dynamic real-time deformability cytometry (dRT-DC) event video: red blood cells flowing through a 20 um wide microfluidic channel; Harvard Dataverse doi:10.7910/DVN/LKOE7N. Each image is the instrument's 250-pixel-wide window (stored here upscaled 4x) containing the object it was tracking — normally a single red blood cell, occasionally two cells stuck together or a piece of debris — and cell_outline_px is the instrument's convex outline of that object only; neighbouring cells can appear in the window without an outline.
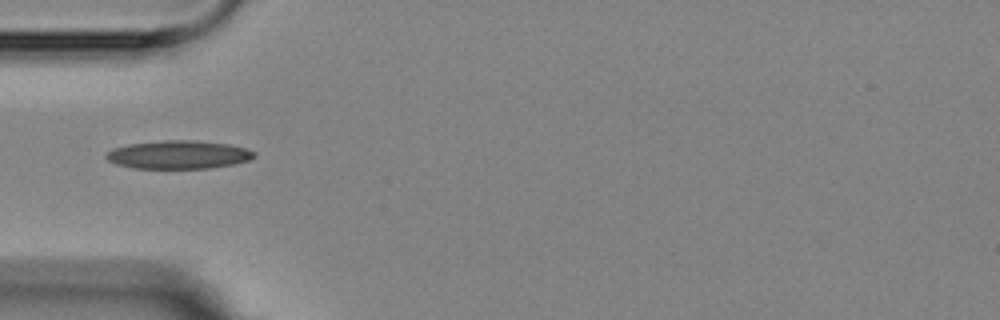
{"species": "Egyptian fruit bat (a non-hibernating species)", "species_latin": "Rousettus aegyptiacus", "temperature_condition": "room temperature", "stored_images_in_passage": 17, "camera_frame_rate_fps": 3000, "um_per_image_px": 0.085, "animal": {"sex": "female"}, "frame": {"image": 1, "passage_image": 6, "time_ms": 5.667, "image_size_px": [1000, 320], "cell_outline_px": [[256, 156], [248, 160], [232, 164], [208, 168], [136, 168], [116, 164], [108, 160], [104, 156], [112, 148], [128, 144], [160, 140], [196, 140], [228, 144], [244, 148], [256, 152]], "centroid_in_image_um": [15.15, 13.13], "position_along_channel_um": 69.9, "area_um2": 24.33}}
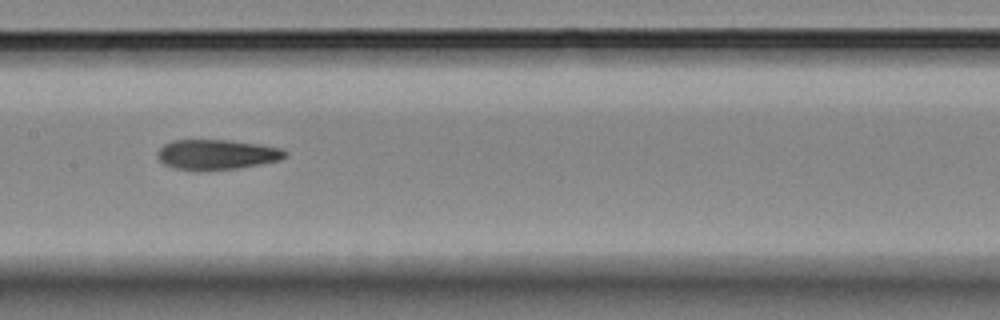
{"frame": {"image": 2, "passage_image": 9, "time_ms": 9.0, "image_size_px": [1000, 320], "cell_outline_px": [[288, 156], [280, 160], [260, 164], [236, 168], [176, 168], [164, 164], [156, 156], [156, 152], [164, 144], [172, 140], [232, 140], [260, 144], [284, 148], [288, 152]], "centroid_in_image_um": [18.49, 13.09], "position_along_channel_um": 188.9, "area_um2": 21.96}}
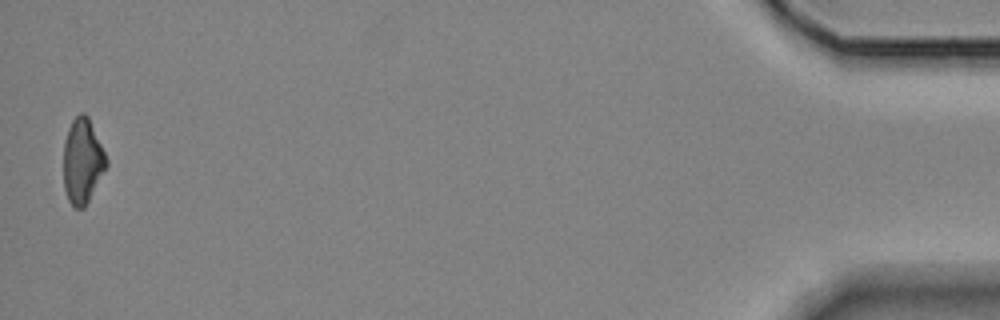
{"frame": {"image": 3, "passage_image": 17, "time_ms": 18.333, "image_size_px": [1000, 320], "cell_outline_px": [[108, 164], [84, 208], [76, 208], [68, 200], [64, 188], [64, 140], [68, 128], [72, 120], [80, 112], [84, 112], [88, 116], [108, 160]], "centroid_in_image_um": [7.0, 13.67], "position_along_channel_um": 428.2, "area_um2": 21.04}, "authors_computed_cell_mechanics": {"area_um2": 22.4264, "velocity_mm_per_s": 3.5438, "shape_relaxation_time_tau1_ms": null, "shape_relaxation_time_tau2_ms": 4.8577, "deformation_change_tau1": null, "deformation_change_tau2": 0.115}}